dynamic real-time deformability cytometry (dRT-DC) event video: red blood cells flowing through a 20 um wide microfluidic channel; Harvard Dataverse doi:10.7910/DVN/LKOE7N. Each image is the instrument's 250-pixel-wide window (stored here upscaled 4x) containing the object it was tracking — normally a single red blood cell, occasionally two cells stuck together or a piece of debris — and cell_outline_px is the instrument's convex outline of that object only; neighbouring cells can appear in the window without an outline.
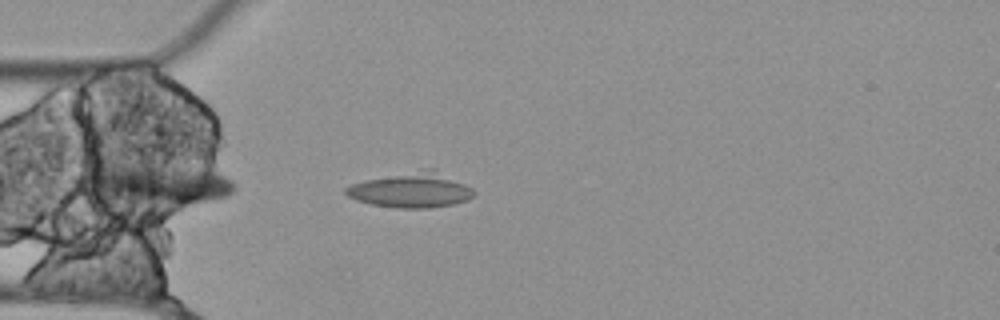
{"species": "Egyptian fruit bat (a non-hibernating species)", "species_latin": "Rousettus aegyptiacus", "temperature_condition": "cold", "stored_images_in_passage": 15, "camera_frame_rate_fps": 3000, "um_per_image_px": 0.085, "animal": {"sex": "female"}, "frame": {"image": 1, "passage_image": 15, "time_ms": 4.667, "image_size_px": [1000, 320], "cell_outline_px": [[476, 196], [468, 200], [452, 204], [428, 208], [396, 208], [372, 204], [356, 200], [348, 196], [344, 192], [344, 188], [352, 184], [364, 180], [428, 168], [436, 168], [472, 188], [476, 192]], "centroid_in_image_um": [35.0, 16.15], "position_along_channel_um": 50.0, "area_um2": 26.24}}